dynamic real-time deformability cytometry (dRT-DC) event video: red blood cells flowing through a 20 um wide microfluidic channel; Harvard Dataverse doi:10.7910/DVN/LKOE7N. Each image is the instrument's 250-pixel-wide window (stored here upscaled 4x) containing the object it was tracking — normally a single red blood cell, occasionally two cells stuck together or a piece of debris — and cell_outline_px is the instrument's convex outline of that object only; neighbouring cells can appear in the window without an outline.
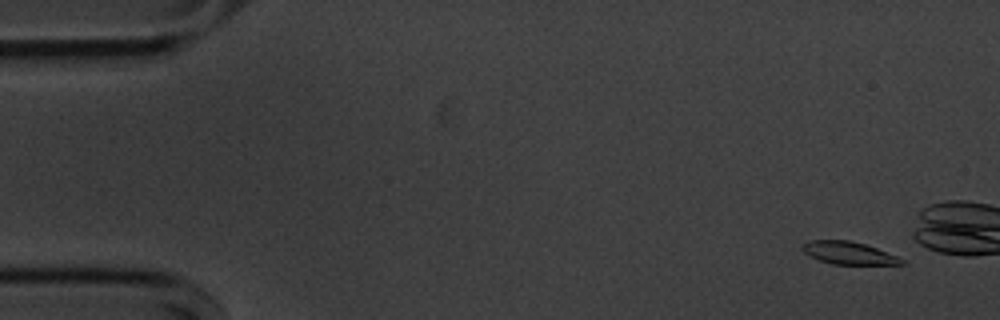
{"species": "common noctule bat (a hibernating species)", "species_latin": "Nyctalus noctula", "temperature_condition": "cold", "stored_images_in_passage": 15, "camera_frame_rate_fps": 3000, "um_per_image_px": 0.085, "animal": {"sex": "male", "body_mass_g": 20.1, "forearm_length_mm": 53.5}, "frame": {"image": 1, "passage_image": 3, "time_ms": 0.667, "image_size_px": [1000, 320], "cell_outline_px": [[904, 264], [832, 264], [820, 260], [804, 252], [800, 248], [804, 244], [812, 240], [848, 240], [864, 244], [876, 248], [896, 256], [904, 260]], "centroid_in_image_um": [72.12, 21.5], "position_along_channel_um": 12.9, "area_um2": 12.72}}